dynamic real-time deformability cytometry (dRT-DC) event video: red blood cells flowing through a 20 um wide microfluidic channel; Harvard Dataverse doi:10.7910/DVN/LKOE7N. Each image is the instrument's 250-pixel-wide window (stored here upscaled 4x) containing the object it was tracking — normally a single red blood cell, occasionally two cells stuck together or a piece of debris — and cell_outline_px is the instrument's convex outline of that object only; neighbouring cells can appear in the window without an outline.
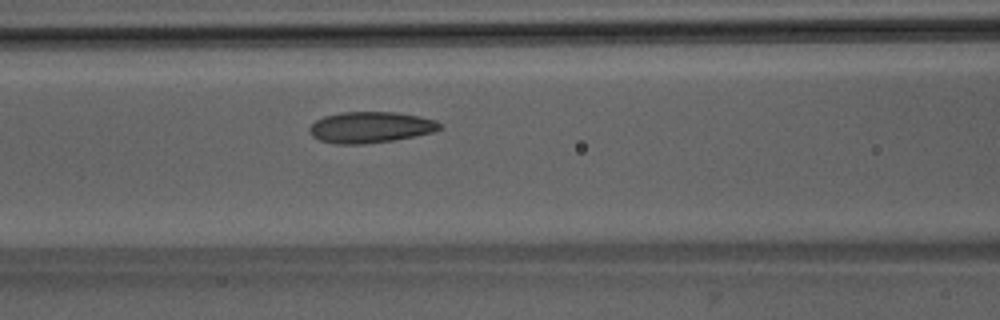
{"species": "Egyptian fruit bat (a non-hibernating species)", "species_latin": "Rousettus aegyptiacus", "temperature_condition": "room temperature", "stored_images_in_passage": 43, "camera_frame_rate_fps": 3000, "um_per_image_px": 0.085, "animal": {"sex": "male"}, "frame": {"image": 1, "passage_image": 17, "time_ms": 5.333, "image_size_px": [1000, 320], "cell_outline_px": [[440, 128], [432, 132], [416, 136], [392, 140], [364, 144], [336, 144], [320, 140], [312, 136], [308, 132], [308, 128], [316, 120], [324, 116], [340, 112], [396, 112], [420, 116], [436, 120], [440, 124]], "centroid_in_image_um": [31.46, 10.81], "position_along_channel_um": 135.1, "area_um2": 23.64}}
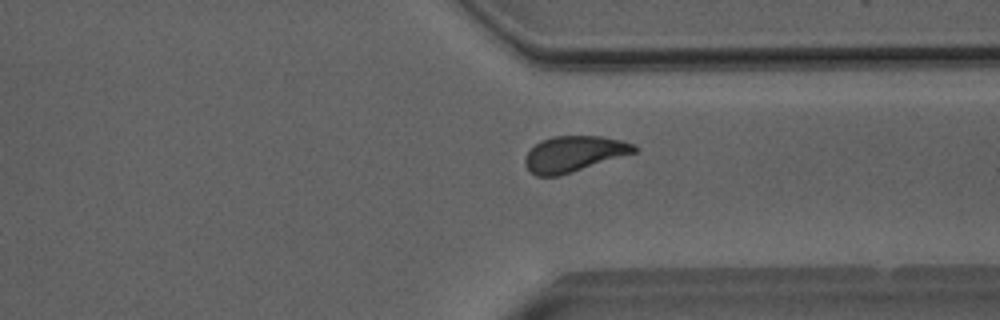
{"frame": {"image": 2, "passage_image": 34, "time_ms": 11.0, "image_size_px": [1000, 320], "cell_outline_px": [[636, 152], [560, 176], [536, 176], [524, 164], [524, 160], [528, 152], [540, 140], [552, 136], [600, 136], [624, 140], [632, 144], [636, 148]], "centroid_in_image_um": [48.77, 13.07], "position_along_channel_um": 362.6, "area_um2": 22.66}}
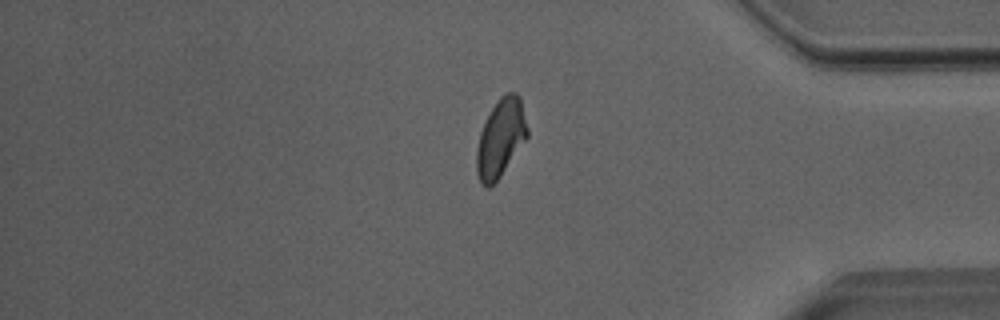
{"frame": {"image": 3, "passage_image": 38, "time_ms": 12.333, "image_size_px": [1000, 320], "cell_outline_px": [[528, 136], [500, 176], [488, 188], [484, 188], [480, 184], [476, 172], [476, 148], [480, 132], [484, 120], [500, 96], [504, 92], [516, 92], [520, 96], [528, 128]], "centroid_in_image_um": [42.53, 11.72], "position_along_channel_um": 392.7, "area_um2": 23.24}, "authors_computed_cell_mechanics": {"area_um2": 23.3512, "velocity_mm_per_s": 4.0111, "shape_relaxation_time_tau1_ms": null, "shape_relaxation_time_tau2_ms": 1.7583, "deformation_change_tau1": null, "deformation_change_tau2": 0.079}}